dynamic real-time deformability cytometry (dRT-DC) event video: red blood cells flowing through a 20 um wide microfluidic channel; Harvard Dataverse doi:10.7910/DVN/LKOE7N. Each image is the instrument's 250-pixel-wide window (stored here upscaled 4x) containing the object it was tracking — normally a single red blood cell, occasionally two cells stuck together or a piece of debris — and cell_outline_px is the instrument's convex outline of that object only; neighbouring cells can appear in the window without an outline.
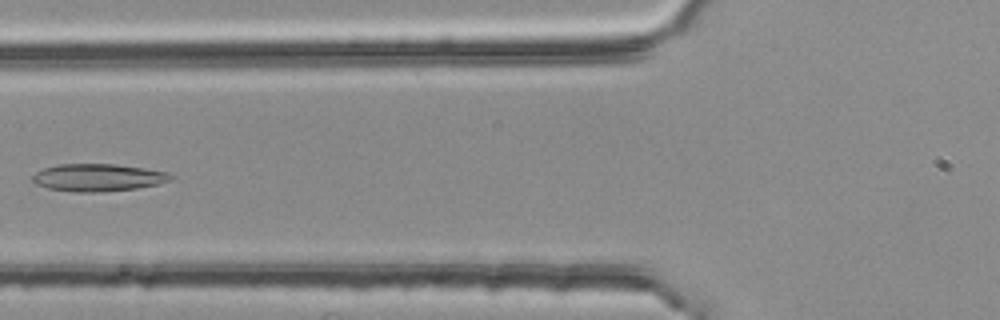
{"species": "common noctule bat (a hibernating species)", "species_latin": "Nyctalus noctula", "temperature_condition": "room temperature", "stored_images_in_passage": 6, "segment_of_instrument_passage": [2, 2], "camera_frame_rate_fps": 3000, "um_per_image_px": 0.085, "animal": {"sex": "female", "body_mass_g": 25.1}, "frame": {"image": 1, "passage_image": 6, "time_ms": 1.667, "image_size_px": [1000, 320], "cell_outline_px": [[176, 176], [172, 180], [156, 184], [136, 188], [100, 192], [76, 192], [48, 188], [36, 184], [32, 180], [32, 176], [36, 172], [44, 168], [60, 164], [116, 164], [144, 168], [168, 172]], "centroid_in_image_um": [8.35, 15.09], "position_along_channel_um": 117.4, "area_um2": 22.08}}